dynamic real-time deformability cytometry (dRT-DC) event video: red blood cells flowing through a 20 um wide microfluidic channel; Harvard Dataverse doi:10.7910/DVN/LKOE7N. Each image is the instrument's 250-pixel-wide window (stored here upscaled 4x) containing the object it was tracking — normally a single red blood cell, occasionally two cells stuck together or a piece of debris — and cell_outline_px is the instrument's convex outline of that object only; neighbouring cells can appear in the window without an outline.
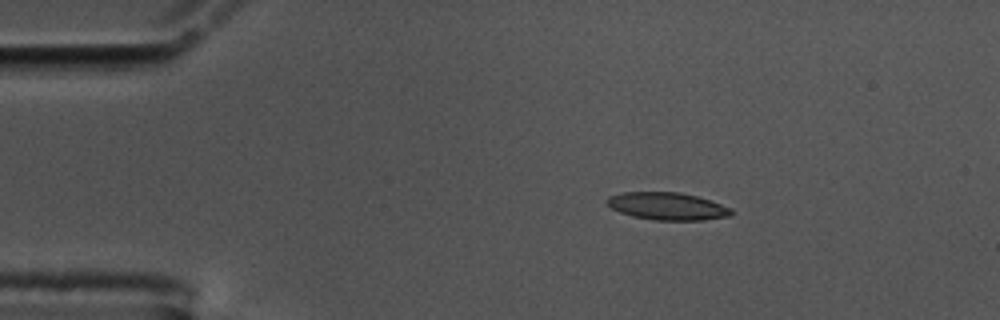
{"species": "common noctule bat (a hibernating species)", "species_latin": "Nyctalus noctula", "temperature_condition": "cold", "stored_images_in_passage": 48, "camera_frame_rate_fps": 3000, "um_per_image_px": 0.085, "animal": {"sex": "male", "body_mass_g": 17.5, "forearm_length_mm": 52.3}, "frame": {"image": 1, "passage_image": 1, "time_ms": 0.0, "image_size_px": [1000, 320], "cell_outline_px": [[736, 212], [732, 216], [704, 220], [656, 220], [632, 216], [620, 212], [604, 204], [604, 200], [608, 196], [624, 192], [680, 192], [696, 196], [732, 208]], "centroid_in_image_um": [56.72, 17.53], "position_along_channel_um": 28.3, "area_um2": 20.11}}
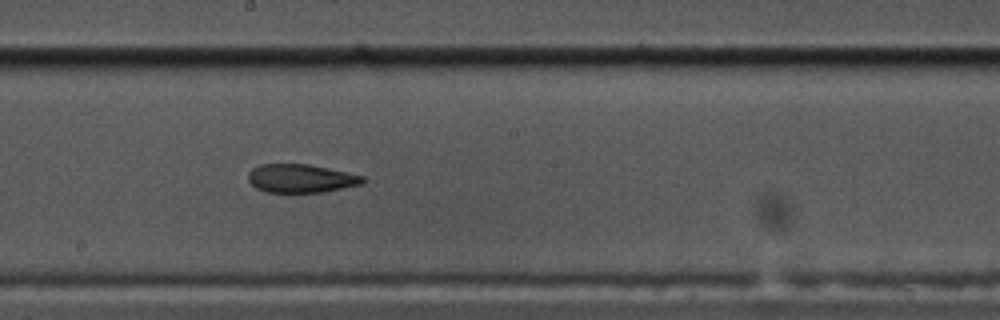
{"frame": {"image": 2, "passage_image": 22, "time_ms": 7.0, "image_size_px": [1000, 320], "cell_outline_px": [[364, 184], [324, 192], [264, 192], [256, 188], [248, 180], [248, 172], [252, 168], [260, 164], [308, 164], [328, 168], [364, 176]], "centroid_in_image_um": [25.57, 15.17], "position_along_channel_um": 222.6, "area_um2": 19.07}}
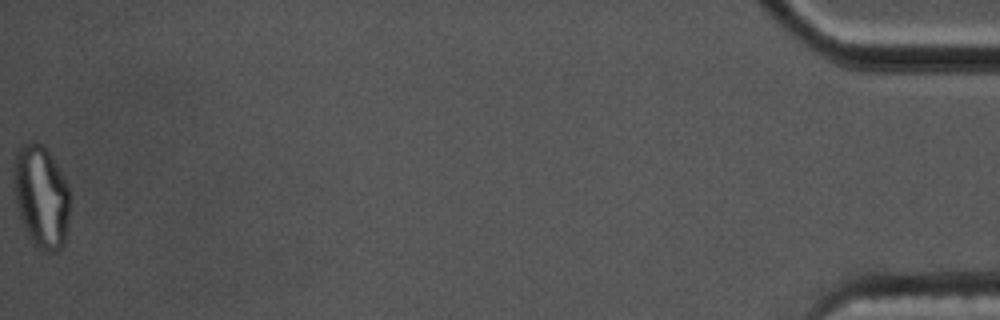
{"frame": {"image": 3, "passage_image": 48, "time_ms": 15.667, "image_size_px": [1000, 320], "cell_outline_px": [[72, 192], [64, 244], [56, 252], [44, 252], [36, 248], [24, 228], [20, 216], [12, 188], [12, 168], [16, 152], [24, 144], [32, 140], [44, 144], [56, 164]], "centroid_in_image_um": [3.49, 16.69], "position_along_channel_um": 431.7, "area_um2": 34.33}, "authors_computed_cell_mechanics": {"area_um2": 20.6057, "velocity_mm_per_s": 3.5639, "shape_relaxation_time_tau1_ms": null, "shape_relaxation_time_tau2_ms": 3.7721, "deformation_change_tau1": null, "deformation_change_tau2": 0.1172}}